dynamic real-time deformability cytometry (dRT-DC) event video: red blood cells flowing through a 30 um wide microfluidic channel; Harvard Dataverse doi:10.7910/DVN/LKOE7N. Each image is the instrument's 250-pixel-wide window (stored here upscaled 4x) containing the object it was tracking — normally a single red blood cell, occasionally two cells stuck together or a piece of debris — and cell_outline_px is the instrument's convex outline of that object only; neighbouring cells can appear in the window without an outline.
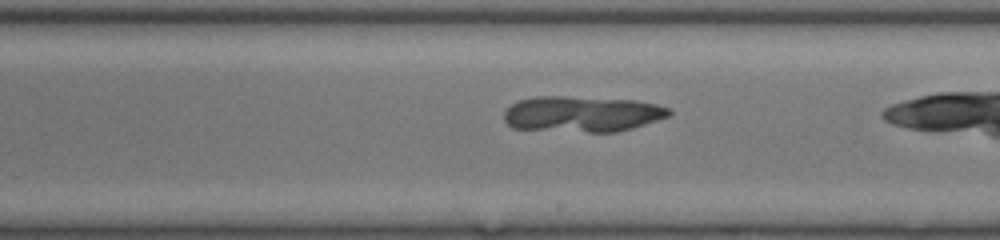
{"species": "common noctule bat (a hibernating species)", "species_latin": "Nyctalus noctula", "temperature_condition": "room temperature", "stored_images_in_passage": 31, "camera_frame_rate_fps": 3000, "um_per_image_px": 0.085, "animal": {"sex": "female", "body_mass_g": 17.0, "forearm_length_mm": 48.0}, "frame": {"image": 1, "passage_image": 20, "time_ms": 6.333, "image_size_px": [1000, 240], "cell_outline_px": [[672, 112], [668, 116], [632, 128], [616, 132], [588, 132], [512, 128], [504, 120], [504, 112], [512, 104], [520, 100], [536, 96], [564, 96], [636, 100], [656, 104], [668, 108]], "centroid_in_image_um": [49.47, 9.68], "position_along_channel_um": 239.5, "area_um2": 34.33}}
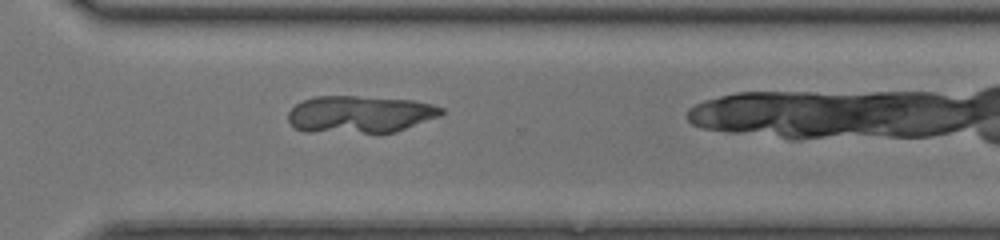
{"frame": {"image": 2, "passage_image": 27, "time_ms": 8.667, "image_size_px": [1000, 240], "cell_outline_px": [[444, 112], [440, 116], [396, 132], [304, 132], [296, 128], [288, 120], [288, 112], [296, 104], [304, 100], [316, 96], [356, 96], [412, 100], [432, 104], [444, 108]], "centroid_in_image_um": [30.6, 9.71], "position_along_channel_um": 340.0, "area_um2": 33.18}}
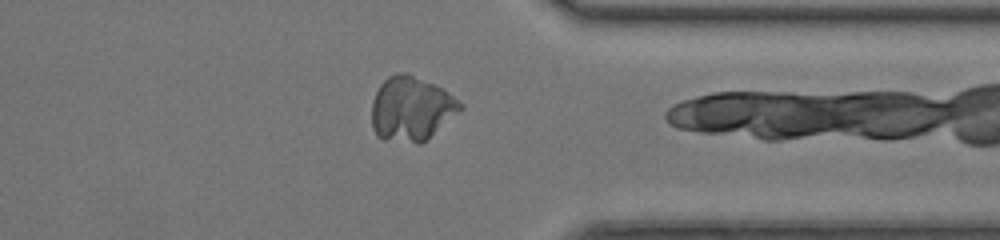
{"frame": {"image": 3, "passage_image": 30, "time_ms": 9.667, "image_size_px": [1000, 240], "cell_outline_px": [[464, 108], [420, 144], [416, 144], [384, 140], [376, 136], [372, 128], [372, 100], [380, 84], [388, 76], [400, 72], [404, 72], [444, 88], [464, 104]], "centroid_in_image_um": [34.95, 9.25], "position_along_channel_um": 376.5, "area_um2": 33.41}}